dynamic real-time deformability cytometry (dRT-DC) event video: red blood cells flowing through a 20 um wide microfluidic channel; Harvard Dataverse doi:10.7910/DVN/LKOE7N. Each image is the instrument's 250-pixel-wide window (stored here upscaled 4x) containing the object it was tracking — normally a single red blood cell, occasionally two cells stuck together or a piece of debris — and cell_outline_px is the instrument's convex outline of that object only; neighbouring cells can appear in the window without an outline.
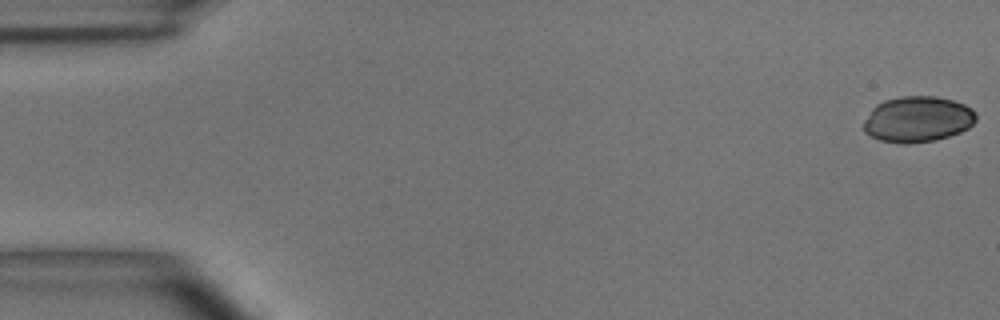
{"species": "common noctule bat (a hibernating species)", "species_latin": "Nyctalus noctula", "temperature_condition": "room temperature", "stored_images_in_passage": 43, "camera_frame_rate_fps": 3000, "um_per_image_px": 0.085, "animal": {"sex": "male", "body_mass_g": 15.6}, "frame": {"image": 1, "passage_image": 1, "time_ms": 0.0, "image_size_px": [1000, 320], "cell_outline_px": [[976, 120], [968, 128], [960, 132], [936, 140], [908, 144], [904, 144], [880, 140], [864, 132], [864, 120], [872, 108], [876, 104], [884, 100], [900, 96], [936, 96], [952, 100], [964, 104], [972, 108], [976, 112]], "centroid_in_image_um": [78.0, 10.13], "position_along_channel_um": 7.0, "area_um2": 30.17}}
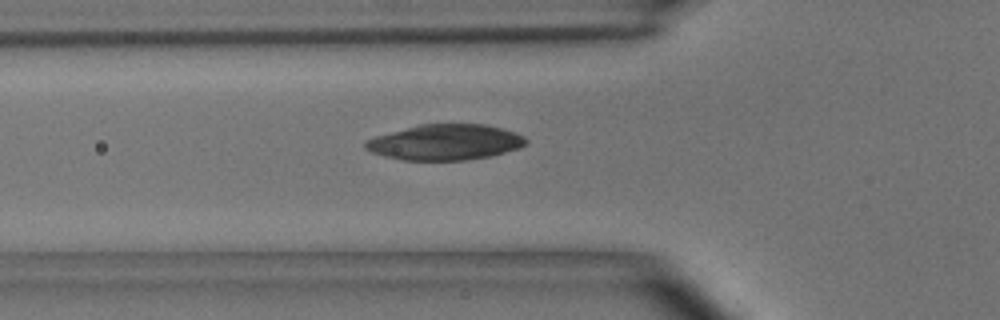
{"frame": {"image": 2, "passage_image": 19, "time_ms": 6.0, "image_size_px": [1000, 320], "cell_outline_px": [[528, 144], [520, 148], [492, 156], [468, 160], [400, 160], [384, 156], [372, 152], [364, 148], [364, 144], [368, 140], [376, 136], [420, 124], [484, 124], [516, 132], [524, 136], [528, 140]], "centroid_in_image_um": [37.89, 12.1], "position_along_channel_um": 87.9, "area_um2": 33.41}}
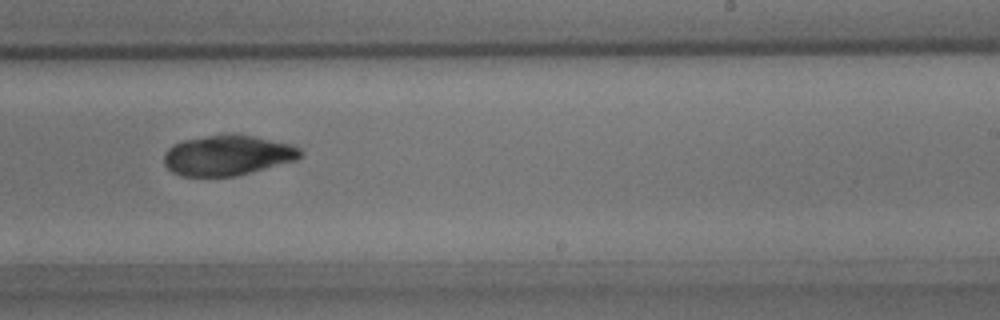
{"frame": {"image": 3, "passage_image": 34, "time_ms": 11.0, "image_size_px": [1000, 320], "cell_outline_px": [[304, 156], [296, 160], [236, 176], [180, 176], [172, 172], [164, 164], [164, 152], [172, 144], [180, 140], [208, 136], [256, 136], [292, 144], [300, 148], [304, 152]], "centroid_in_image_um": [19.35, 13.22], "position_along_channel_um": 269.7, "area_um2": 31.91}}